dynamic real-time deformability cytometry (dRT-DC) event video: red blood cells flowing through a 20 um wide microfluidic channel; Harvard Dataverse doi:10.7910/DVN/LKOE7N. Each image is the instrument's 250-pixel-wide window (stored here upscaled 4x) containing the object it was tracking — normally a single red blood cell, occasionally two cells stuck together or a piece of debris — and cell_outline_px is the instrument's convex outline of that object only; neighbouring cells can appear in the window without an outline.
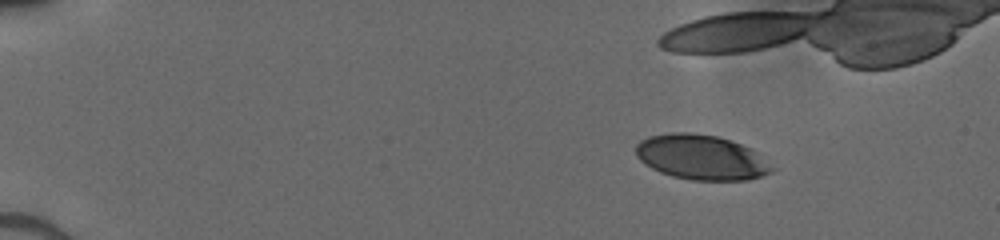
{"species": "human", "species_latin": "Homo sapiens", "temperature_condition": "cold", "stored_images_in_passage": 36, "camera_frame_rate_fps": 3000, "um_per_image_px": 0.085, "donor": {"sex": "male"}, "frame": {"image": 1, "passage_image": 1, "time_ms": 0.0, "image_size_px": [1000, 240], "cell_outline_px": [[776, 168], [772, 172], [748, 180], [692, 180], [672, 176], [660, 172], [644, 164], [636, 156], [636, 144], [640, 140], [648, 136], [668, 132], [692, 132], [716, 136], [732, 140], [752, 148]], "centroid_in_image_um": [59.61, 13.36], "position_along_channel_um": 25.4, "area_um2": 36.01}}